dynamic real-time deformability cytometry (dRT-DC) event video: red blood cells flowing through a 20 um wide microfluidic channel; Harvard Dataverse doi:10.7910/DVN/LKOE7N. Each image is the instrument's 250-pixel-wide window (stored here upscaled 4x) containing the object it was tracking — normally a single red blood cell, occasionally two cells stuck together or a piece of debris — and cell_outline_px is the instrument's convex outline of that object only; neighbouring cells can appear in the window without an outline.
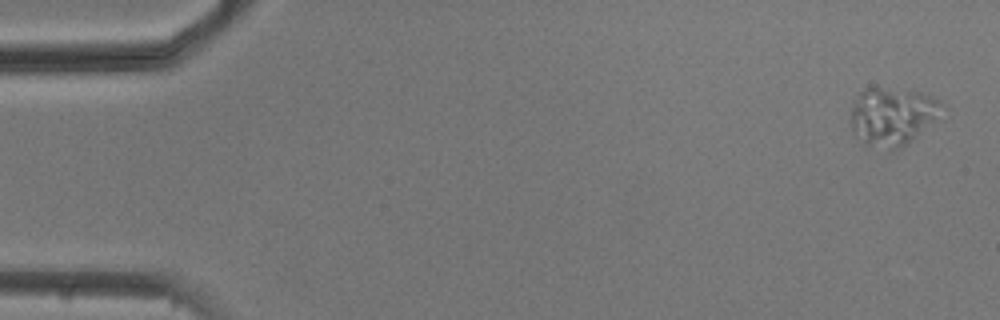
{"species": "common noctule bat (a hibernating species)", "species_latin": "Nyctalus noctula", "temperature_condition": "cold", "stored_images_in_passage": 4, "camera_frame_rate_fps": 3000, "um_per_image_px": 0.085, "animal": {"sex": "male", "body_mass_g": 20.5, "forearm_length_mm": 52.5}, "frame": {"image": 1, "passage_image": 1, "time_ms": 0.0, "image_size_px": [1000, 320], "cell_outline_px": [[940, 104], [932, 120], [904, 144], [896, 148], [892, 148], [864, 144], [852, 132], [852, 100], [864, 88], [876, 88], [920, 92], [932, 96], [940, 100]], "centroid_in_image_um": [75.73, 9.84], "position_along_channel_um": 9.3, "area_um2": 29.19}}